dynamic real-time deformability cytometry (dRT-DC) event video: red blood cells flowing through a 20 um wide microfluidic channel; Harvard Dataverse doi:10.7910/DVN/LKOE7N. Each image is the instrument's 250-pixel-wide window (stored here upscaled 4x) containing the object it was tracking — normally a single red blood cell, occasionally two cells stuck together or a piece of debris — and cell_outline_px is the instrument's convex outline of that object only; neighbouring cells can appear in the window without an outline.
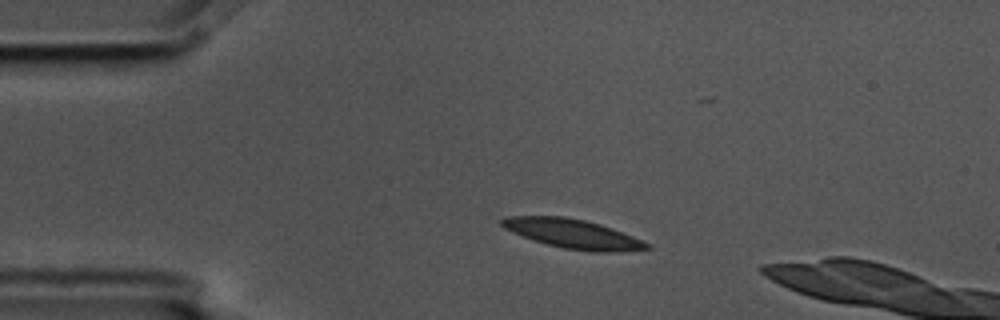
{"species": "common noctule bat (a hibernating species)", "species_latin": "Nyctalus noctula", "temperature_condition": "cold", "stored_images_in_passage": 4, "camera_frame_rate_fps": 3000, "um_per_image_px": 0.085, "animal": {"sex": "male", "body_mass_g": 17.5, "forearm_length_mm": 52.3}, "frame": {"image": 1, "passage_image": 2, "time_ms": 0.333, "image_size_px": [1000, 320], "cell_outline_px": [[652, 248], [620, 252], [588, 252], [564, 248], [548, 244], [512, 232], [504, 228], [500, 224], [500, 220], [508, 216], [564, 216], [584, 220], [600, 224], [612, 228], [652, 244]], "centroid_in_image_um": [48.74, 19.88], "position_along_channel_um": 36.3, "area_um2": 24.62}}